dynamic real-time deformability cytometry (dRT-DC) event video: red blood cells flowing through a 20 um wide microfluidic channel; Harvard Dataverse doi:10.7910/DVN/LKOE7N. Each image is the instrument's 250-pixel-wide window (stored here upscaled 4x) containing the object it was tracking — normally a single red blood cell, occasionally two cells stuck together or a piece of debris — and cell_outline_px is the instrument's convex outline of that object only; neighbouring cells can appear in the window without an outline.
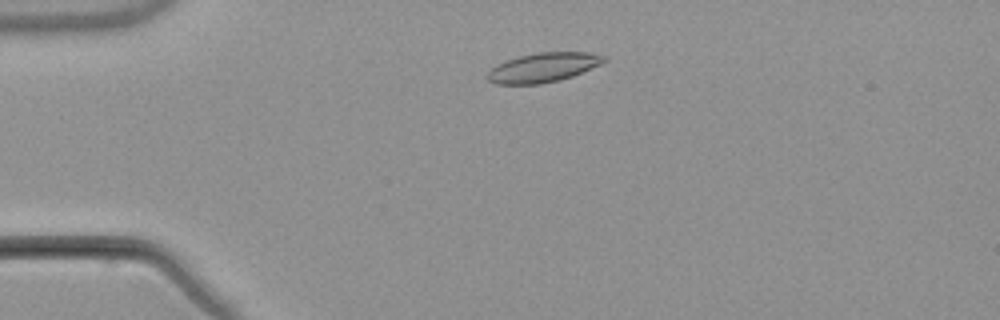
{"species": "common noctule bat (a hibernating species)", "species_latin": "Nyctalus noctula", "temperature_condition": "warm", "stored_images_in_passage": 3, "camera_frame_rate_fps": 3000, "um_per_image_px": 0.085, "animal": {"sex": "male", "body_mass_g": 21.5, "forearm_length_mm": 52.0}, "frame": {"image": 1, "passage_image": 2, "time_ms": 1.333, "image_size_px": [1000, 320], "cell_outline_px": [[608, 60], [600, 64], [572, 76], [560, 80], [540, 84], [496, 84], [488, 80], [484, 76], [496, 64], [504, 60], [536, 52], [588, 52], [608, 56]], "centroid_in_image_um": [46.15, 5.73], "position_along_channel_um": 38.8, "area_um2": 20.11}}